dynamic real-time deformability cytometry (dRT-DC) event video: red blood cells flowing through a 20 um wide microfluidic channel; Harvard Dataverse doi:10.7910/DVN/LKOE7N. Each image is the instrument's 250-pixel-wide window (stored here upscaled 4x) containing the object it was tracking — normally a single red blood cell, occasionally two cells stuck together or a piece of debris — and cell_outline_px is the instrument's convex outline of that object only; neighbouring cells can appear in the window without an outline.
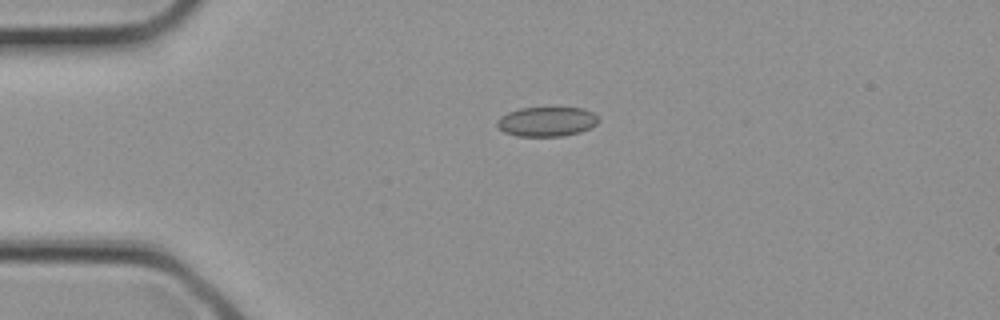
{"species": "common noctule bat (a hibernating species)", "species_latin": "Nyctalus noctula", "temperature_condition": "cold", "stored_images_in_passage": 2, "camera_frame_rate_fps": 3000, "um_per_image_px": 0.085, "animal": {"sex": "female", "body_mass_g": 21.9}, "frame": {"image": 1, "passage_image": 2, "time_ms": 0.333, "image_size_px": [1000, 320], "cell_outline_px": [[600, 120], [596, 124], [580, 132], [564, 136], [516, 136], [504, 132], [496, 124], [496, 120], [500, 116], [508, 112], [520, 108], [584, 108], [592, 112]], "centroid_in_image_um": [46.45, 10.34], "position_along_channel_um": 38.5, "area_um2": 17.46}}